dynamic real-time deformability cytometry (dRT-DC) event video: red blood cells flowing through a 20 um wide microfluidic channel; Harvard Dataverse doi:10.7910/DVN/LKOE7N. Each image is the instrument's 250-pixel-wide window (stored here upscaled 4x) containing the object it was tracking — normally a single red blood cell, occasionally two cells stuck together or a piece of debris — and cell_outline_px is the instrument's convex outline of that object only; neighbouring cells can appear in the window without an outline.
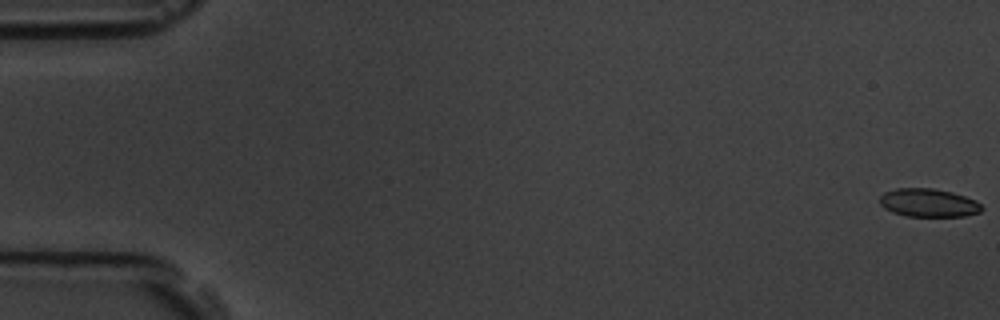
{"species": "common noctule bat (a hibernating species)", "species_latin": "Nyctalus noctula", "temperature_condition": "room temperature", "stored_images_in_passage": 6, "camera_frame_rate_fps": 3000, "um_per_image_px": 0.085, "animal": {"sex": "male", "body_mass_g": 19.5, "forearm_length_mm": 54.6}, "frame": {"image": 1, "passage_image": 1, "time_ms": 0.0, "image_size_px": [1000, 320], "cell_outline_px": [[984, 208], [980, 212], [964, 216], [908, 216], [892, 212], [884, 208], [880, 204], [880, 196], [884, 192], [896, 188], [932, 188], [952, 192], [976, 200]], "centroid_in_image_um": [78.92, 17.23], "position_along_channel_um": 6.1, "area_um2": 16.82}}
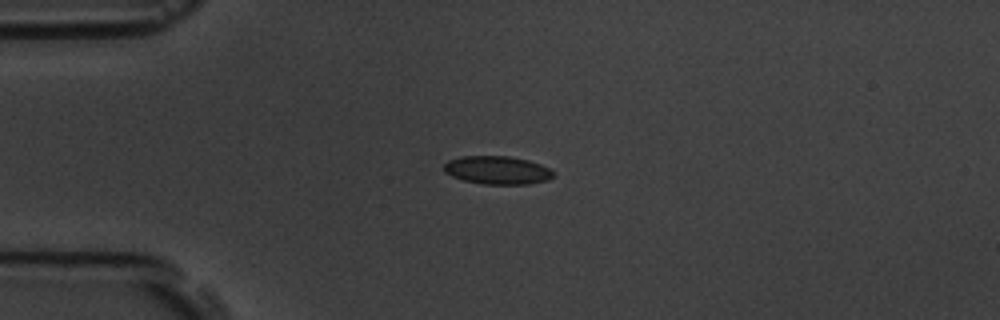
{"frame": {"image": 2, "passage_image": 5, "time_ms": 4.667, "image_size_px": [1000, 320], "cell_outline_px": [[556, 176], [548, 180], [528, 184], [484, 184], [464, 180], [452, 176], [444, 172], [444, 164], [448, 160], [460, 156], [508, 156], [528, 160], [540, 164], [556, 172]], "centroid_in_image_um": [42.3, 14.46], "position_along_channel_um": 42.7, "area_um2": 18.09}}